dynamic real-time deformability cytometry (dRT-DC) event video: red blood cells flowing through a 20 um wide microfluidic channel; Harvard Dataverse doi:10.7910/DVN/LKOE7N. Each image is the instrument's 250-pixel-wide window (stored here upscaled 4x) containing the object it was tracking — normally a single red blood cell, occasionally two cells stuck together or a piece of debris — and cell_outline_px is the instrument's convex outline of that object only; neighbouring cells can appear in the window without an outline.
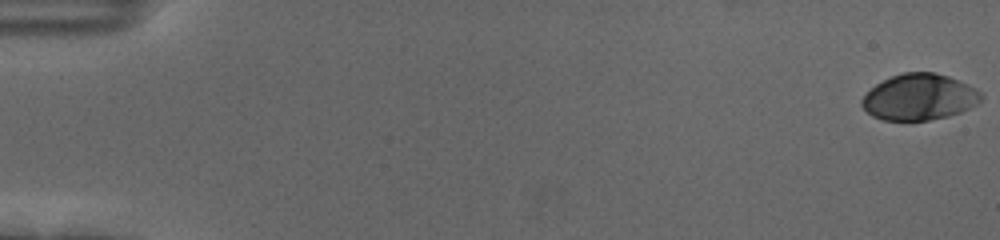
{"species": "human", "species_latin": "Homo sapiens", "temperature_condition": "cold", "stored_images_in_passage": 57, "camera_frame_rate_fps": 3000, "um_per_image_px": 0.085, "donor": {"sex": "female"}, "frame": {"image": 1, "passage_image": 1, "time_ms": 0.0, "image_size_px": [1000, 240], "cell_outline_px": [[984, 96], [976, 104], [960, 112], [948, 116], [928, 120], [884, 120], [872, 116], [860, 104], [860, 100], [876, 84], [892, 76], [904, 72], [932, 72], [948, 76], [980, 92]], "centroid_in_image_um": [78.1, 8.26], "position_along_channel_um": 6.9, "area_um2": 31.56}}
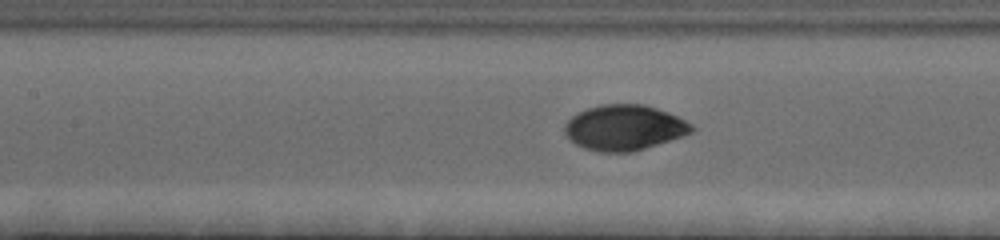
{"frame": {"image": 2, "passage_image": 27, "time_ms": 8.667, "image_size_px": [1000, 240], "cell_outline_px": [[696, 128], [692, 132], [632, 152], [600, 152], [584, 148], [568, 140], [564, 132], [564, 124], [576, 112], [600, 104], [644, 104], [668, 112], [692, 124]], "centroid_in_image_um": [53.01, 10.84], "position_along_channel_um": 154.4, "area_um2": 33.52}}
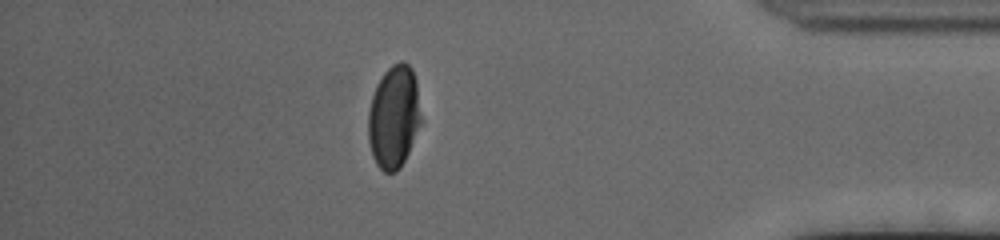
{"frame": {"image": 3, "passage_image": 50, "time_ms": 16.333, "image_size_px": [1000, 240], "cell_outline_px": [[424, 120], [400, 168], [396, 172], [384, 172], [376, 164], [372, 156], [368, 140], [368, 112], [372, 96], [376, 84], [384, 72], [392, 64], [400, 60], [408, 64], [412, 68], [416, 80]], "centroid_in_image_um": [33.51, 9.92], "position_along_channel_um": 401.7, "area_um2": 32.37}, "authors_computed_cell_mechanics": {"area_um2": 32.946, "velocity_mm_per_s": 3.6646, "shape_relaxation_time_tau1_ms": 2.8125, "shape_relaxation_time_tau2_ms": 0.7981, "deformation_change_tau1": 0.1461, "deformation_change_tau2": 0.0293}}